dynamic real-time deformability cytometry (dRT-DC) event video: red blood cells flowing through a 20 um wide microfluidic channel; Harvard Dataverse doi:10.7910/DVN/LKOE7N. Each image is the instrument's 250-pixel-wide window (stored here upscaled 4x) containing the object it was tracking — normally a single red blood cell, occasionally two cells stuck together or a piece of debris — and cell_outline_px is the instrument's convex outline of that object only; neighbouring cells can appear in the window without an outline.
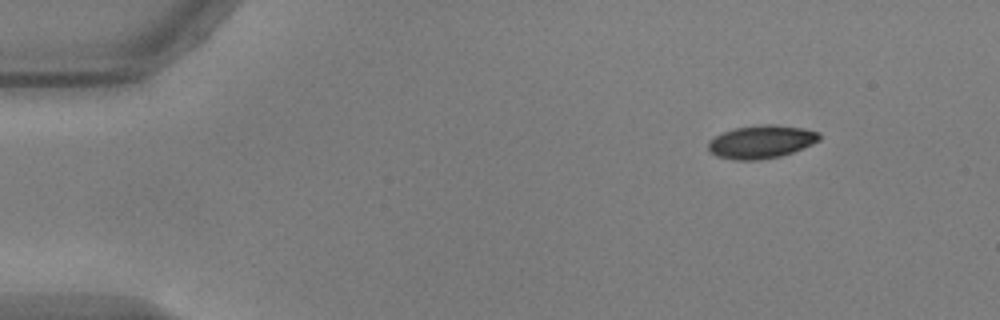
{"species": "common noctule bat (a hibernating species)", "species_latin": "Nyctalus noctula", "temperature_condition": "warm", "stored_images_in_passage": 49, "camera_frame_rate_fps": 3000, "um_per_image_px": 0.085, "animal": {"sex": "male", "body_mass_g": 17.9, "forearm_length_mm": 54.2}, "frame": {"image": 1, "passage_image": 1, "time_ms": 0.0, "image_size_px": [1000, 320], "cell_outline_px": [[820, 140], [812, 144], [792, 152], [780, 156], [760, 160], [732, 160], [716, 156], [708, 152], [708, 140], [724, 132], [736, 128], [764, 124], [772, 124], [804, 128], [820, 132]], "centroid_in_image_um": [64.69, 12.06], "position_along_channel_um": 20.3, "area_um2": 21.5}}
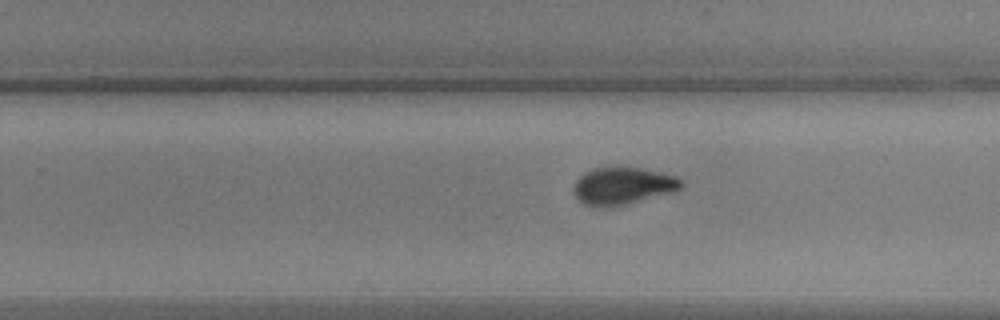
{"frame": {"image": 2, "passage_image": 29, "time_ms": 9.333, "image_size_px": [1000, 320], "cell_outline_px": [[684, 188], [672, 192], [628, 204], [608, 208], [596, 208], [584, 204], [572, 192], [572, 188], [576, 180], [584, 172], [592, 168], [640, 168], [676, 176], [684, 180]], "centroid_in_image_um": [52.93, 15.83], "position_along_channel_um": 276.9, "area_um2": 23.64}}
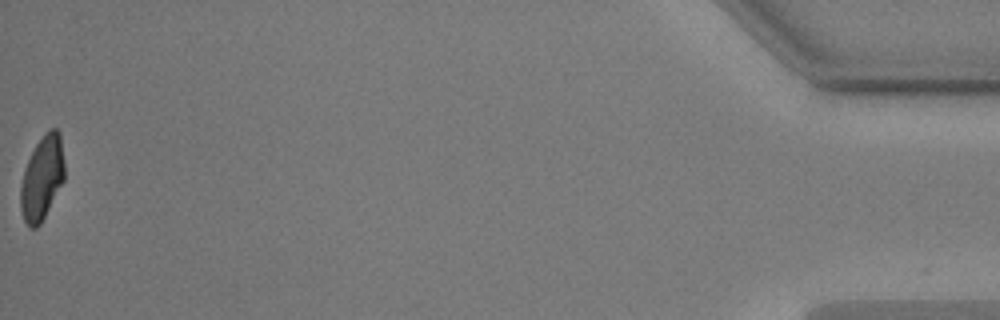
{"frame": {"image": 3, "passage_image": 49, "time_ms": 16.0, "image_size_px": [1000, 320], "cell_outline_px": [[64, 180], [40, 224], [36, 228], [28, 228], [24, 220], [20, 208], [20, 188], [24, 168], [36, 144], [44, 132], [48, 128], [56, 128], [60, 132], [64, 160]], "centroid_in_image_um": [3.57, 15.11], "position_along_channel_um": 431.6, "area_um2": 21.62}, "authors_computed_cell_mechanics": {"area_um2": 22.5998, "velocity_mm_per_s": 3.7243, "shape_relaxation_time_tau1_ms": 3.0899, "shape_relaxation_time_tau2_ms": 1.3627, "deformation_change_tau1": 0.1412, "deformation_change_tau2": 0.0582}}